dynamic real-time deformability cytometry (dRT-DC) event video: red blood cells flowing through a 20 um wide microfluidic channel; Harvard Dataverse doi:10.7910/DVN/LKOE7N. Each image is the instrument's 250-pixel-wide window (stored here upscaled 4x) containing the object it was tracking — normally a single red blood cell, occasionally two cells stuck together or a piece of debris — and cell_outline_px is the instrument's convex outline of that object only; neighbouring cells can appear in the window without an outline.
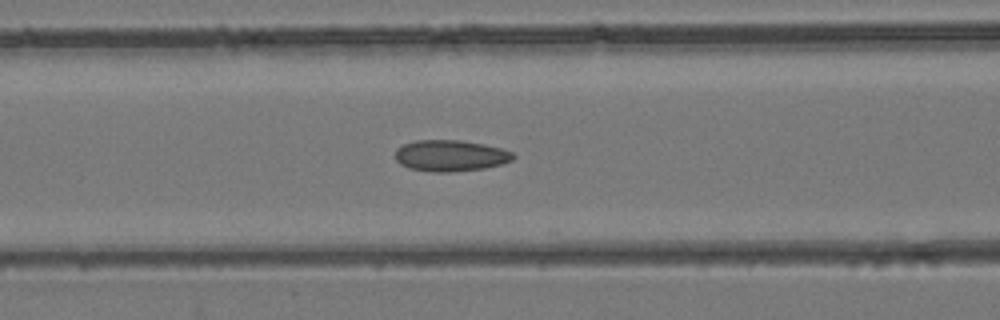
{"species": "common noctule bat (a hibernating species)", "species_latin": "Nyctalus noctula", "temperature_condition": "room temperature", "stored_images_in_passage": 41, "camera_frame_rate_fps": 3000, "um_per_image_px": 0.085, "animal": {"sex": "female", "body_mass_g": 24.6, "forearm_length_mm": 56.2}, "frame": {"image": 1, "passage_image": 16, "time_ms": 5.0, "image_size_px": [1000, 320], "cell_outline_px": [[516, 156], [512, 160], [500, 164], [484, 168], [452, 172], [432, 172], [408, 168], [400, 164], [396, 160], [396, 148], [404, 144], [416, 140], [460, 140], [484, 144], [500, 148], [512, 152]], "centroid_in_image_um": [38.27, 13.23], "position_along_channel_um": 128.3, "area_um2": 21.5}}
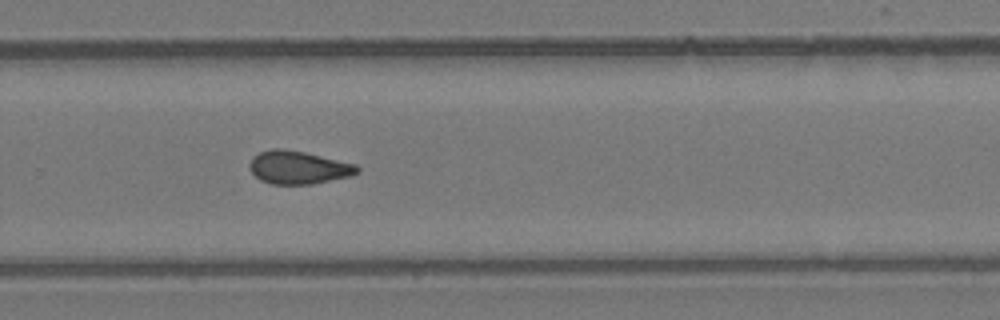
{"frame": {"image": 2, "passage_image": 27, "time_ms": 8.667, "image_size_px": [1000, 320], "cell_outline_px": [[360, 172], [348, 176], [312, 184], [272, 184], [260, 180], [248, 168], [248, 164], [252, 156], [260, 152], [272, 148], [284, 148], [304, 152], [356, 164], [360, 168]], "centroid_in_image_um": [25.32, 14.22], "position_along_channel_um": 304.5, "area_um2": 20.75}}
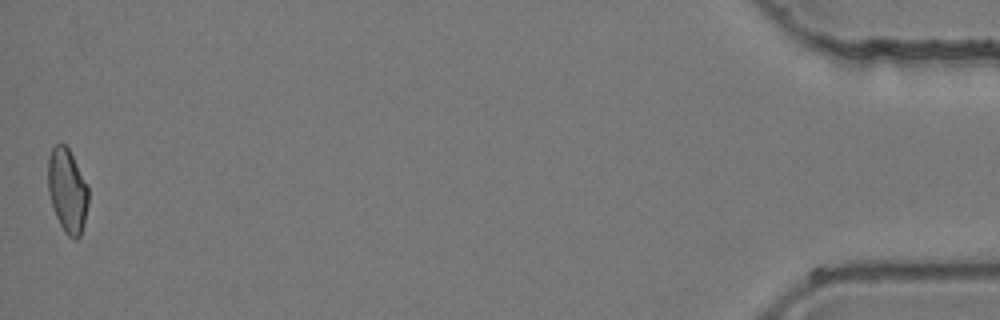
{"frame": {"image": 3, "passage_image": 41, "time_ms": 13.333, "image_size_px": [1000, 320], "cell_outline_px": [[88, 204], [80, 236], [76, 240], [68, 236], [64, 232], [56, 216], [48, 192], [48, 156], [52, 148], [56, 144], [64, 144], [68, 148], [88, 184]], "centroid_in_image_um": [5.72, 16.19], "position_along_channel_um": 429.5, "area_um2": 19.71}}